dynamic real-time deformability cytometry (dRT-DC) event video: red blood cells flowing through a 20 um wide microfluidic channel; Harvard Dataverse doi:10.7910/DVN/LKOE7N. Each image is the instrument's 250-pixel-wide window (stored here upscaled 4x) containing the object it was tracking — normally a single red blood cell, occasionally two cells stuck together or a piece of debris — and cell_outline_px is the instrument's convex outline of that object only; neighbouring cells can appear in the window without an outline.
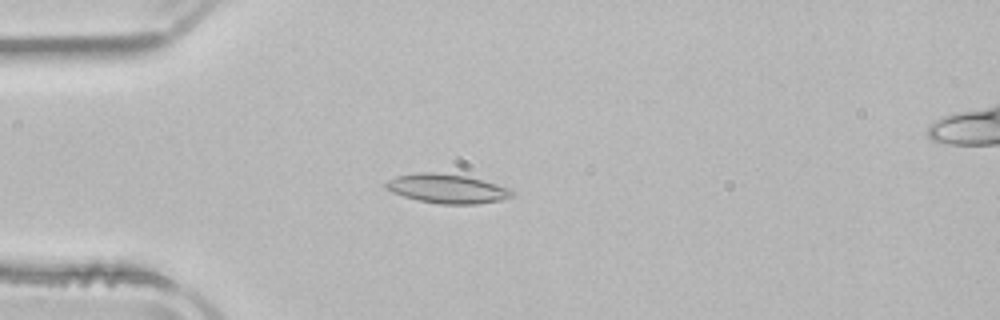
{"species": "common noctule bat (a hibernating species)", "species_latin": "Nyctalus noctula", "temperature_condition": "room temperature", "stored_images_in_passage": 51, "camera_frame_rate_fps": 3000, "um_per_image_px": 0.085, "animal": {"sex": "male", "body_mass_g": 21.5, "forearm_length_mm": 52.0}, "frame": {"image": 1, "passage_image": 13, "time_ms": 4.0, "image_size_px": [1000, 320], "cell_outline_px": [[516, 192], [512, 196], [500, 200], [476, 204], [440, 204], [420, 200], [404, 196], [392, 192], [384, 188], [384, 184], [388, 180], [396, 176], [420, 172], [436, 172], [468, 176], [484, 180], [512, 188]], "centroid_in_image_um": [38.04, 16.02], "position_along_channel_um": 47.0, "area_um2": 21.62}}
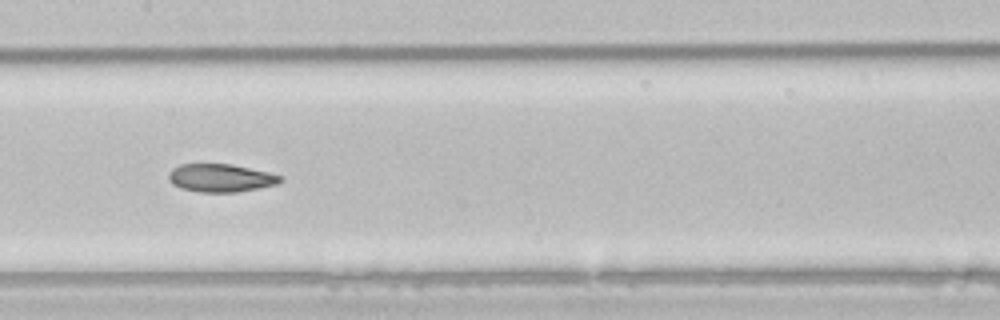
{"frame": {"image": 2, "passage_image": 25, "time_ms": 8.0, "image_size_px": [1000, 320], "cell_outline_px": [[284, 180], [276, 184], [260, 188], [236, 192], [200, 192], [180, 188], [172, 184], [168, 180], [168, 172], [172, 168], [180, 164], [232, 164], [268, 172], [280, 176]], "centroid_in_image_um": [18.72, 15.12], "position_along_channel_um": 188.7, "area_um2": 18.32}}
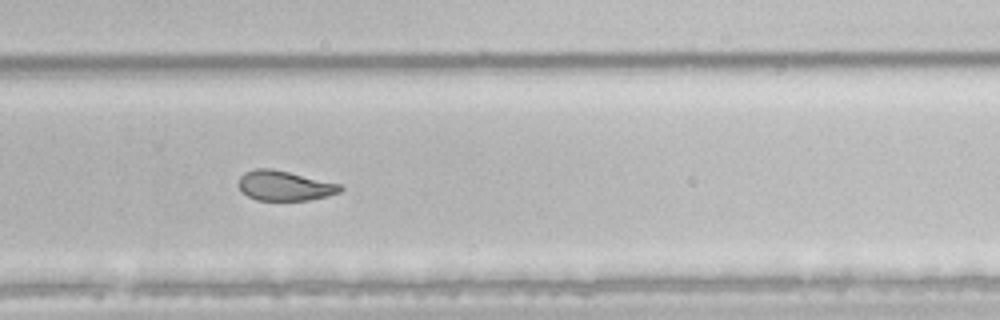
{"frame": {"image": 3, "passage_image": 34, "time_ms": 11.0, "image_size_px": [1000, 320], "cell_outline_px": [[344, 188], [340, 192], [328, 196], [308, 200], [256, 200], [248, 196], [240, 188], [240, 176], [244, 172], [256, 168], [272, 168], [340, 184]], "centroid_in_image_um": [24.2, 15.78], "position_along_channel_um": 305.6, "area_um2": 17.57}, "authors_computed_cell_mechanics": {"area_um2": 20.1144, "velocity_mm_per_s": 3.9206, "shape_relaxation_time_tau1_ms": 8.0085, "shape_relaxation_time_tau2_ms": 2.9229, "deformation_change_tau1": 0.2018, "deformation_change_tau2": 0.0964}}